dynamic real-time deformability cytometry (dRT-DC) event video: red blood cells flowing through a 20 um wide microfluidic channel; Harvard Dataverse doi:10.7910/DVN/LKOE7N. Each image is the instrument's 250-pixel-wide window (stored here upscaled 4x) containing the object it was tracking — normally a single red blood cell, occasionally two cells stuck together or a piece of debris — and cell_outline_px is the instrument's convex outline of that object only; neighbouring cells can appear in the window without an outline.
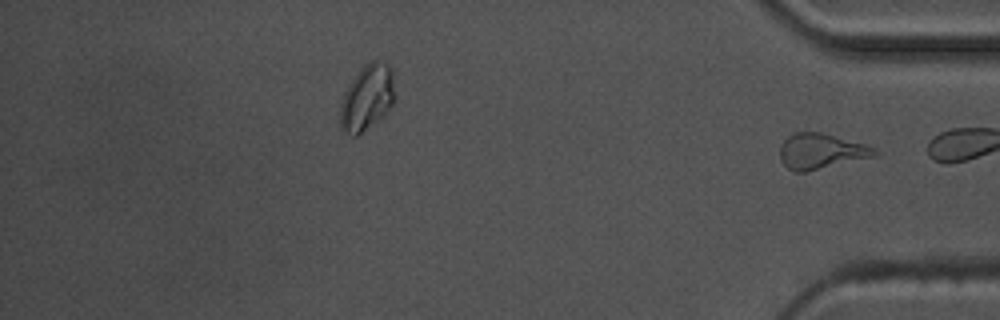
{"species": "common noctule bat (a hibernating species)", "species_latin": "Nyctalus noctula", "temperature_condition": "warm", "stored_images_in_passage": 43, "segment_of_instrument_passage": [2, 2], "camera_frame_rate_fps": 3000, "um_per_image_px": 0.085, "animal": {"sex": "male", "body_mass_g": 17.5, "forearm_length_mm": 52.3}, "frame": {"image": 1, "passage_image": 43, "time_ms": 14.0, "image_size_px": [1000, 320], "cell_outline_px": [[880, 152], [876, 156], [804, 172], [796, 172], [788, 168], [780, 160], [780, 144], [788, 136], [796, 132], [820, 132], [864, 144], [876, 148]], "centroid_in_image_um": [69.78, 12.86], "position_along_channel_um": 365.4, "area_um2": 19.42}}